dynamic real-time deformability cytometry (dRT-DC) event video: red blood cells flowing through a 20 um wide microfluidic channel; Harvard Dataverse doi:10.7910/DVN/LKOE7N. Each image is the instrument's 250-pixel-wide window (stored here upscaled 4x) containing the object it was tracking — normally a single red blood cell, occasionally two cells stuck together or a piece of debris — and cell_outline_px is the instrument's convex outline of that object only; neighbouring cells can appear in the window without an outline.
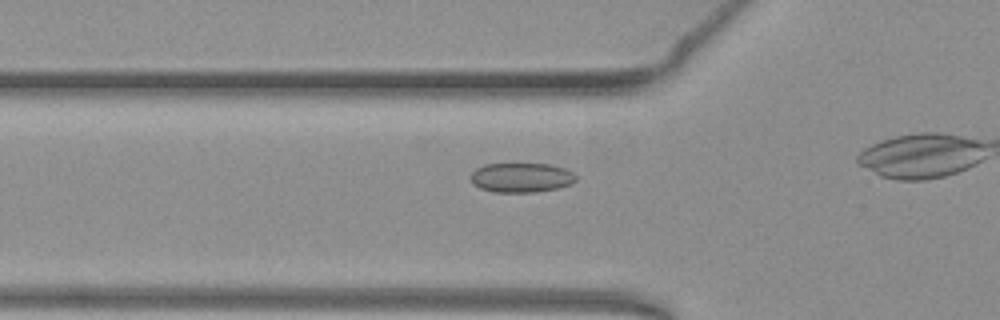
{"species": "common noctule bat (a hibernating species)", "species_latin": "Nyctalus noctula", "temperature_condition": "warm", "stored_images_in_passage": 28, "camera_frame_rate_fps": 3000, "um_per_image_px": 0.085, "animal": {"sex": "female", "body_mass_g": 19.3, "forearm_length_mm": 54.1}, "frame": {"image": 1, "passage_image": 10, "time_ms": 3.0, "image_size_px": [1000, 320], "cell_outline_px": [[576, 180], [572, 184], [556, 188], [532, 192], [492, 192], [480, 188], [472, 184], [472, 172], [476, 168], [484, 164], [552, 164], [564, 168], [572, 172], [576, 176]], "centroid_in_image_um": [44.31, 15.09], "position_along_channel_um": 81.5, "area_um2": 18.09}}
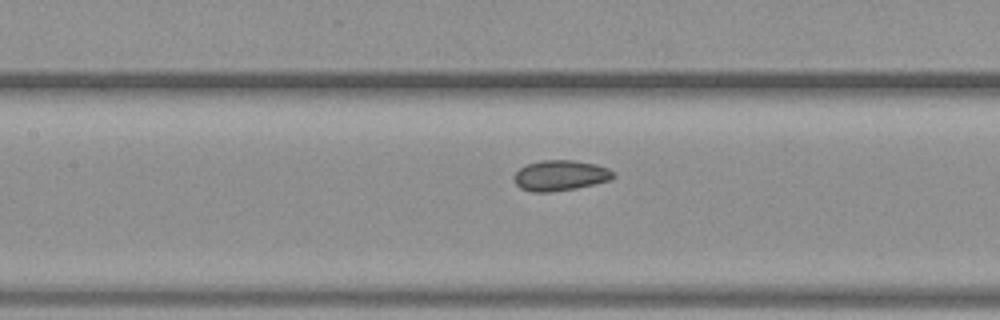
{"frame": {"image": 2, "passage_image": 16, "time_ms": 5.0, "image_size_px": [1000, 320], "cell_outline_px": [[616, 176], [612, 180], [576, 188], [548, 192], [532, 192], [520, 188], [512, 180], [512, 176], [520, 168], [528, 164], [540, 160], [572, 160], [596, 164], [608, 168], [616, 172]], "centroid_in_image_um": [47.64, 14.91], "position_along_channel_um": 159.8, "area_um2": 17.86}}
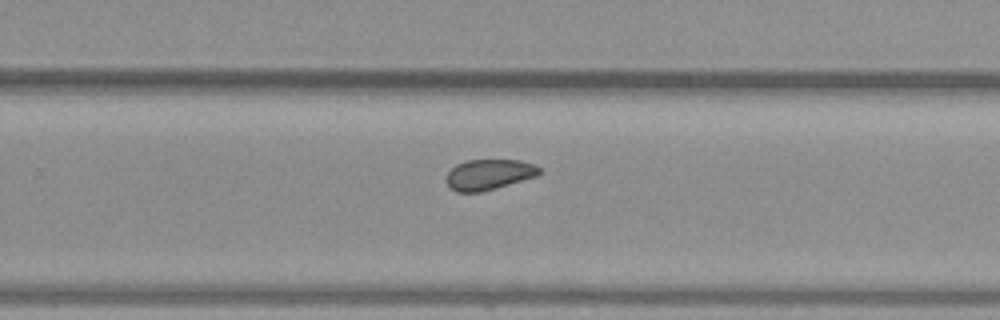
{"frame": {"image": 3, "passage_image": 26, "time_ms": 8.333, "image_size_px": [1000, 320], "cell_outline_px": [[540, 172], [536, 176], [480, 192], [456, 192], [448, 188], [444, 180], [448, 172], [456, 164], [468, 160], [520, 160], [536, 164], [540, 168]], "centroid_in_image_um": [41.5, 14.83], "position_along_channel_um": 288.3, "area_um2": 16.59}}